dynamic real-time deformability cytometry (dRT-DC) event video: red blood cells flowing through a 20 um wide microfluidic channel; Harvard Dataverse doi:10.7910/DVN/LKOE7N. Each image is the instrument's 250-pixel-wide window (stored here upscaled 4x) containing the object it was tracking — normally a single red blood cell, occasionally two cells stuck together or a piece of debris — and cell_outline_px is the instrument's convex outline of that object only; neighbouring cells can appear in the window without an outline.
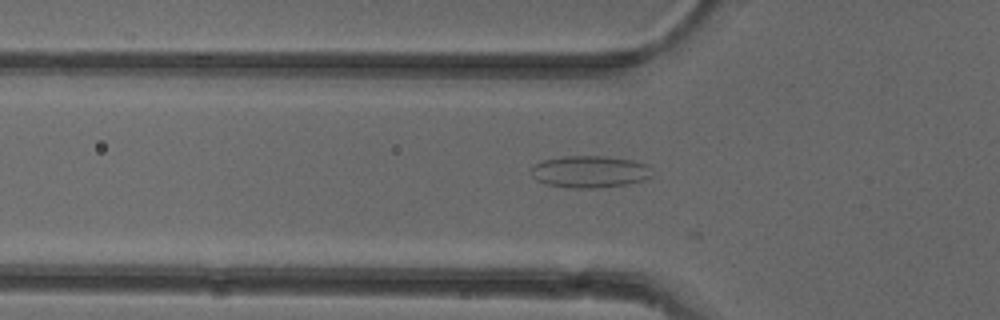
{"species": "common noctule bat (a hibernating species)", "species_latin": "Nyctalus noctula", "temperature_condition": "cold", "stored_images_in_passage": 24, "camera_frame_rate_fps": 3000, "um_per_image_px": 0.085, "animal": {"sex": "female"}, "frame": {"image": 1, "passage_image": 12, "time_ms": 3.667, "image_size_px": [1000, 320], "cell_outline_px": [[652, 176], [644, 180], [628, 184], [600, 188], [572, 188], [544, 184], [536, 180], [532, 176], [532, 168], [536, 164], [544, 160], [564, 156], [604, 156], [632, 160], [644, 164], [652, 168]], "centroid_in_image_um": [50.15, 14.61], "position_along_channel_um": 75.7, "area_um2": 22.6}}
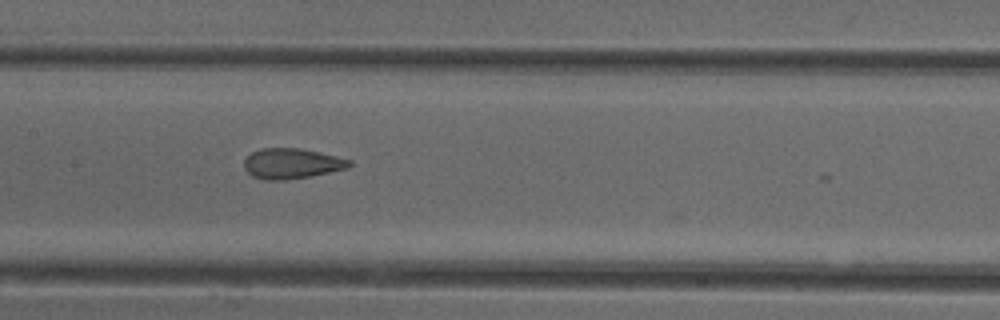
{"frame": {"image": 2, "passage_image": 20, "time_ms": 6.333, "image_size_px": [1000, 320], "cell_outline_px": [[352, 164], [348, 168], [312, 176], [284, 180], [268, 180], [252, 176], [244, 168], [244, 160], [252, 152], [260, 148], [300, 148], [320, 152], [352, 160]], "centroid_in_image_um": [24.81, 13.9], "position_along_channel_um": 182.6, "area_um2": 18.67}}
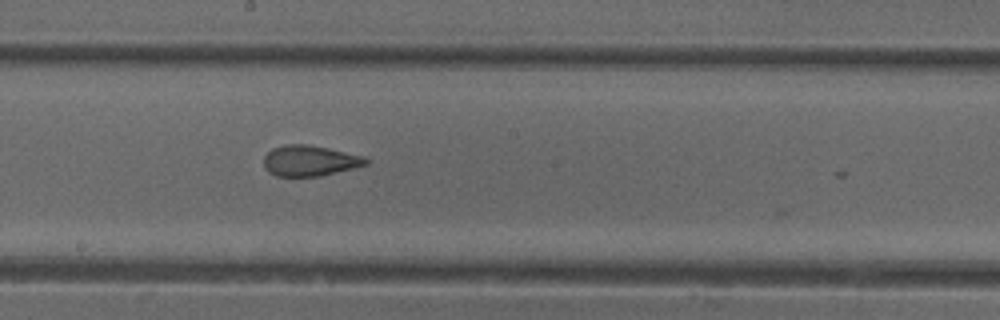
{"frame": {"image": 3, "passage_image": 23, "time_ms": 7.333, "image_size_px": [1000, 320], "cell_outline_px": [[372, 160], [368, 164], [320, 176], [276, 176], [268, 172], [264, 168], [264, 156], [272, 148], [284, 144], [308, 144], [328, 148], [364, 156]], "centroid_in_image_um": [26.32, 13.65], "position_along_channel_um": 221.9, "area_um2": 18.38}}